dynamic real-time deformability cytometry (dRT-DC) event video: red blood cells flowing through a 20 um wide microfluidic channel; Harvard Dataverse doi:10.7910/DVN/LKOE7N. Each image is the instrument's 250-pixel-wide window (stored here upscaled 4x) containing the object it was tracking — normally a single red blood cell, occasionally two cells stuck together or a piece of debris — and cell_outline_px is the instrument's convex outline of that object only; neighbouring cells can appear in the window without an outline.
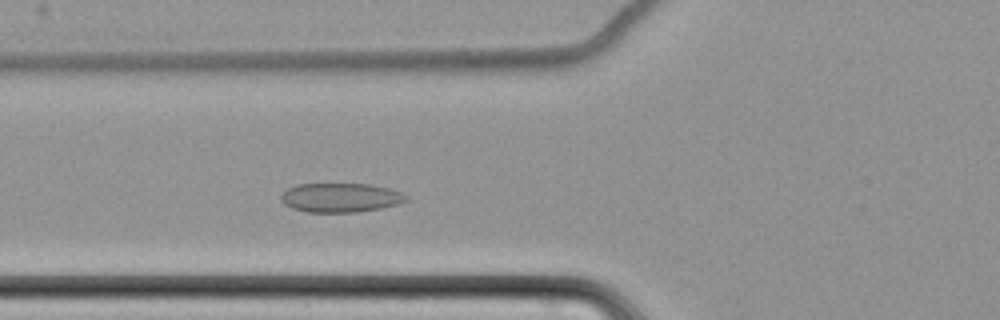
{"species": "common noctule bat (a hibernating species)", "species_latin": "Nyctalus noctula", "temperature_condition": "cold", "stored_images_in_passage": 4, "camera_frame_rate_fps": 3000, "um_per_image_px": 0.085, "animal": {"sex": "female", "body_mass_g": 22.7, "forearm_length_mm": 54.2}, "frame": {"image": 1, "passage_image": 4, "time_ms": 4.333, "image_size_px": [1000, 320], "cell_outline_px": [[408, 200], [396, 204], [380, 208], [356, 212], [308, 212], [292, 208], [284, 204], [280, 200], [280, 196], [288, 188], [296, 184], [368, 184], [388, 188], [400, 192], [408, 196]], "centroid_in_image_um": [28.91, 16.8], "position_along_channel_um": 96.9, "area_um2": 21.15}}